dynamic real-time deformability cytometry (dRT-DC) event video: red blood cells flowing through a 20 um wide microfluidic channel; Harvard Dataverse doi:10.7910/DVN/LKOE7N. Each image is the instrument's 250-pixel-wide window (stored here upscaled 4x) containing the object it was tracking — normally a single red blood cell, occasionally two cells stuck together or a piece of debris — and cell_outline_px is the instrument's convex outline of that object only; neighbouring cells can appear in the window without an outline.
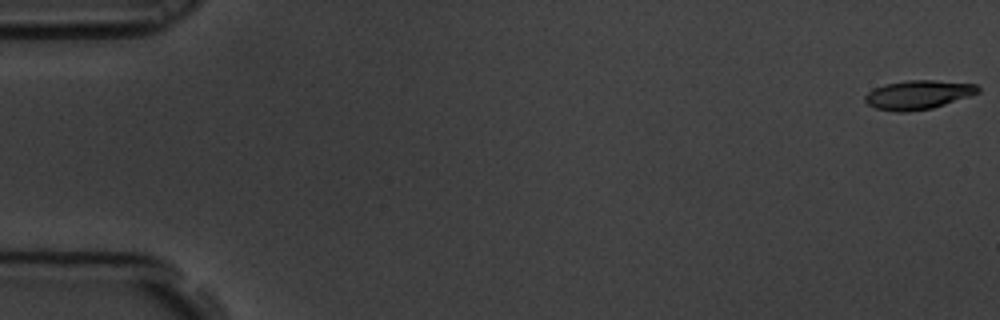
{"species": "common noctule bat (a hibernating species)", "species_latin": "Nyctalus noctula", "temperature_condition": "room temperature", "stored_images_in_passage": 59, "camera_frame_rate_fps": 3000, "um_per_image_px": 0.085, "animal": {"sex": "male", "body_mass_g": 19.5, "forearm_length_mm": 54.6}, "frame": {"image": 1, "passage_image": 1, "time_ms": 0.0, "image_size_px": [1000, 320], "cell_outline_px": [[980, 92], [932, 108], [904, 112], [896, 112], [876, 108], [868, 104], [864, 100], [864, 96], [868, 92], [884, 84], [908, 80], [932, 80], [976, 84], [980, 88]], "centroid_in_image_um": [78.02, 8.05], "position_along_channel_um": 7.0, "area_um2": 18.84}}
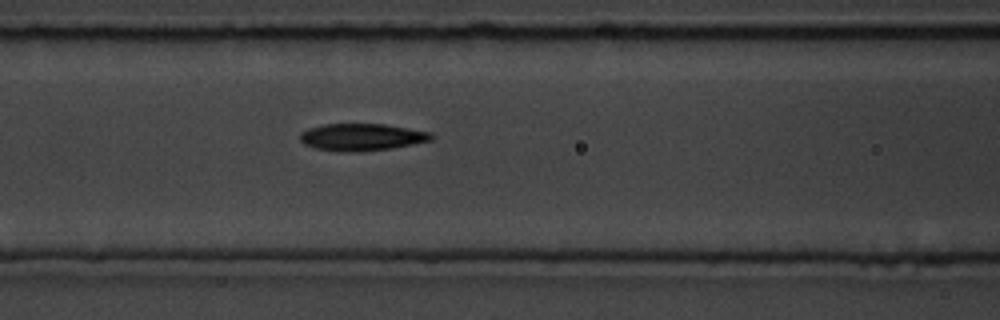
{"frame": {"image": 2, "passage_image": 25, "time_ms": 8.0, "image_size_px": [1000, 320], "cell_outline_px": [[436, 136], [432, 140], [392, 148], [356, 152], [316, 148], [304, 144], [300, 140], [300, 132], [308, 128], [324, 124], [384, 124], [432, 132]], "centroid_in_image_um": [30.78, 11.64], "position_along_channel_um": 135.8, "area_um2": 20.63}}
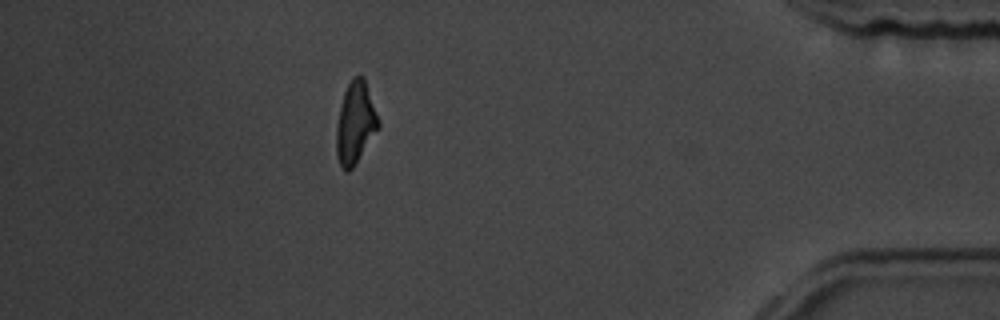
{"frame": {"image": 3, "passage_image": 52, "time_ms": 17.0, "image_size_px": [1000, 320], "cell_outline_px": [[380, 128], [352, 168], [348, 172], [344, 172], [340, 168], [336, 156], [336, 128], [340, 108], [344, 92], [352, 76], [364, 76], [380, 120]], "centroid_in_image_um": [30.21, 10.47], "position_along_channel_um": 405.0, "area_um2": 20.35}, "authors_computed_cell_mechanics": {"area_um2": 19.941, "velocity_mm_per_s": 3.5202, "shape_relaxation_time_tau1_ms": 3.2153, "shape_relaxation_time_tau2_ms": 3.5269, "deformation_change_tau1": 0.1521, "deformation_change_tau2": 0.1152}}